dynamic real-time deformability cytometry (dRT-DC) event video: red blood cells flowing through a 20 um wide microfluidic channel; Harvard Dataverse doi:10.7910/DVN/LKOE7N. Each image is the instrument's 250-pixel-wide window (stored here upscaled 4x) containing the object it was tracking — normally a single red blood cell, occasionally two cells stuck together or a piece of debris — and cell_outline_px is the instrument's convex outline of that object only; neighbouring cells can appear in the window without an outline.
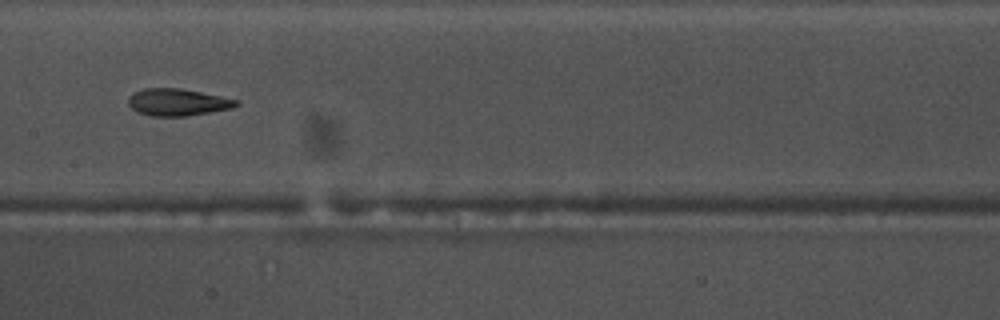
{"species": "common noctule bat (a hibernating species)", "species_latin": "Nyctalus noctula", "temperature_condition": "warm", "stored_images_in_passage": 20, "camera_frame_rate_fps": 3000, "um_per_image_px": 0.085, "animal": {"sex": "male", "body_mass_g": 17.5, "forearm_length_mm": 52.3}, "frame": {"image": 1, "passage_image": 15, "time_ms": 4.667, "image_size_px": [1000, 320], "cell_outline_px": [[240, 104], [232, 108], [188, 116], [148, 116], [136, 112], [128, 104], [128, 96], [132, 92], [144, 88], [180, 88], [240, 100]], "centroid_in_image_um": [15.06, 8.69], "position_along_channel_um": 192.3, "area_um2": 17.22}}